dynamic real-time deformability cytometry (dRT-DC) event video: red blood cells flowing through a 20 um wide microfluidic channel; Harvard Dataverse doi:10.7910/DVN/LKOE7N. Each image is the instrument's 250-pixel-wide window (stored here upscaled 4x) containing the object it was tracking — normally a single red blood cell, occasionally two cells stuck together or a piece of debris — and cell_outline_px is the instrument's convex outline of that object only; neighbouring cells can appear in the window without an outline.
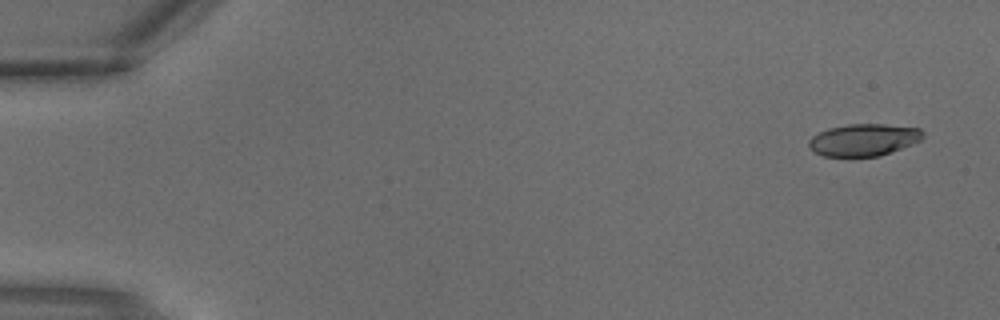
{"species": "common noctule bat (a hibernating species)", "species_latin": "Nyctalus noctula", "temperature_condition": "warm", "stored_images_in_passage": 3, "segment_of_instrument_passage": [2, 2], "camera_frame_rate_fps": 3000, "um_per_image_px": 0.085, "animal": {"sex": "male", "body_mass_g": 18.8}, "frame": {"image": 1, "passage_image": 3, "time_ms": 0.667, "image_size_px": [1000, 320], "cell_outline_px": [[924, 136], [920, 140], [912, 144], [880, 156], [824, 156], [812, 152], [808, 144], [808, 140], [812, 136], [828, 128], [848, 124], [884, 124], [920, 128], [924, 132]], "centroid_in_image_um": [73.4, 11.88], "position_along_channel_um": 11.6, "area_um2": 21.39}}